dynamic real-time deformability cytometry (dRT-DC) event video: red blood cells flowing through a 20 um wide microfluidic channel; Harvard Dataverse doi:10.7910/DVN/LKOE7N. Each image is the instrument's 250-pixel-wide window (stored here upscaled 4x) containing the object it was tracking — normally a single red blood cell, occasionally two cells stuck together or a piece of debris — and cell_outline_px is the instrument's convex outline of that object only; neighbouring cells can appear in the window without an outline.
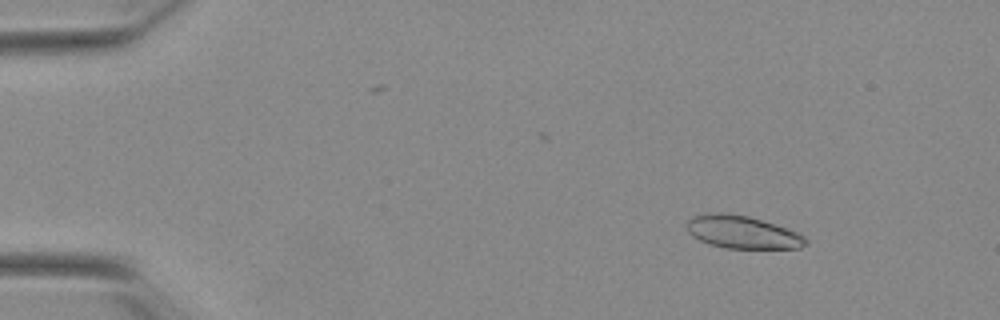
{"species": "Egyptian fruit bat (a non-hibernating species)", "species_latin": "Rousettus aegyptiacus", "temperature_condition": "warm", "stored_images_in_passage": 54, "camera_frame_rate_fps": 3000, "um_per_image_px": 0.085, "animal": {"sex": "female"}, "frame": {"image": 1, "passage_image": 8, "time_ms": 2.333, "image_size_px": [1000, 320], "cell_outline_px": [[808, 240], [800, 248], [724, 248], [700, 240], [692, 236], [688, 232], [688, 220], [692, 216], [720, 212], [728, 212], [748, 216], [796, 232], [804, 236]], "centroid_in_image_um": [63.07, 19.73], "position_along_channel_um": 21.9, "area_um2": 22.25}}
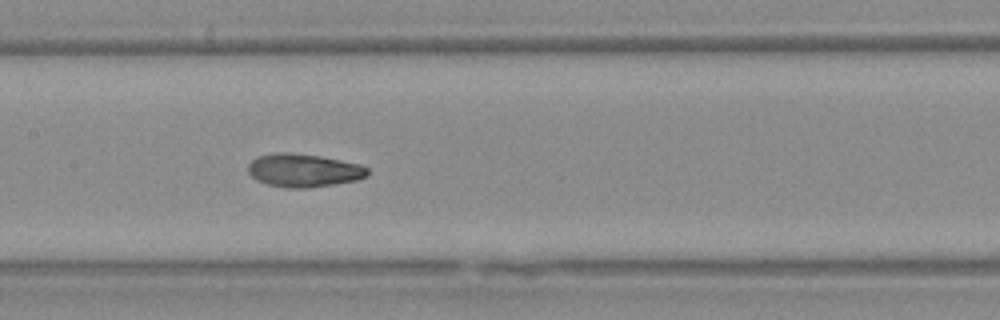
{"frame": {"image": 2, "passage_image": 28, "time_ms": 9.0, "image_size_px": [1000, 320], "cell_outline_px": [[368, 176], [356, 180], [308, 188], [284, 188], [268, 184], [256, 180], [248, 172], [248, 164], [252, 160], [260, 156], [276, 152], [288, 152], [320, 156], [360, 164], [368, 168]], "centroid_in_image_um": [25.8, 14.48], "position_along_channel_um": 181.6, "area_um2": 23.06}}
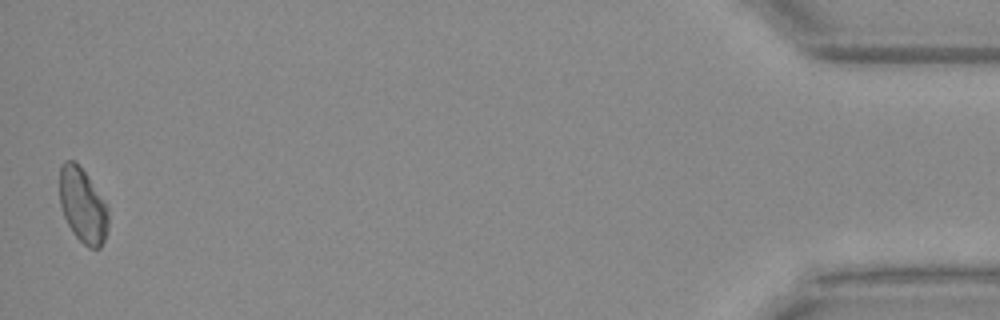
{"frame": {"image": 3, "passage_image": 54, "time_ms": 17.667, "image_size_px": [1000, 320], "cell_outline_px": [[108, 228], [104, 240], [100, 248], [88, 248], [72, 232], [64, 216], [60, 204], [60, 164], [64, 160], [72, 160], [84, 172], [104, 204], [108, 212]], "centroid_in_image_um": [7.0, 17.5], "position_along_channel_um": 428.2, "area_um2": 20.58}, "authors_computed_cell_mechanics": {"area_um2": 22.3108, "velocity_mm_per_s": 3.864, "shape_relaxation_time_tau1_ms": 6.3491, "shape_relaxation_time_tau2_ms": 1.7685, "deformation_change_tau1": 0.1891, "deformation_change_tau2": 0.0672}}